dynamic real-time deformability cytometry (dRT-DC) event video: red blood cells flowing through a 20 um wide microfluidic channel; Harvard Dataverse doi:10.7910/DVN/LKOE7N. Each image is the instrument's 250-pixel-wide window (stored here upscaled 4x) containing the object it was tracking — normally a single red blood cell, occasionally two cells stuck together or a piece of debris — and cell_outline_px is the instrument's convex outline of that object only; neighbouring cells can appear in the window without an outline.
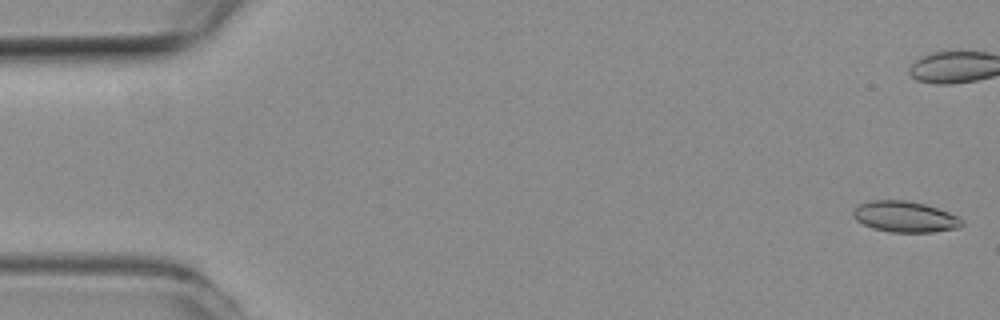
{"species": "common noctule bat (a hibernating species)", "species_latin": "Nyctalus noctula", "temperature_condition": "room temperature", "stored_images_in_passage": 54, "camera_frame_rate_fps": 3000, "um_per_image_px": 0.085, "animal": {"sex": "female", "body_mass_g": 19.3, "forearm_length_mm": 54.1}, "frame": {"image": 1, "passage_image": 1, "time_ms": 0.0, "image_size_px": [1000, 320], "cell_outline_px": [[964, 224], [960, 228], [932, 232], [892, 232], [872, 228], [856, 220], [852, 212], [852, 208], [860, 204], [872, 200], [904, 200], [924, 204], [948, 212], [956, 216]], "centroid_in_image_um": [76.89, 18.42], "position_along_channel_um": 8.1, "area_um2": 19.48}}
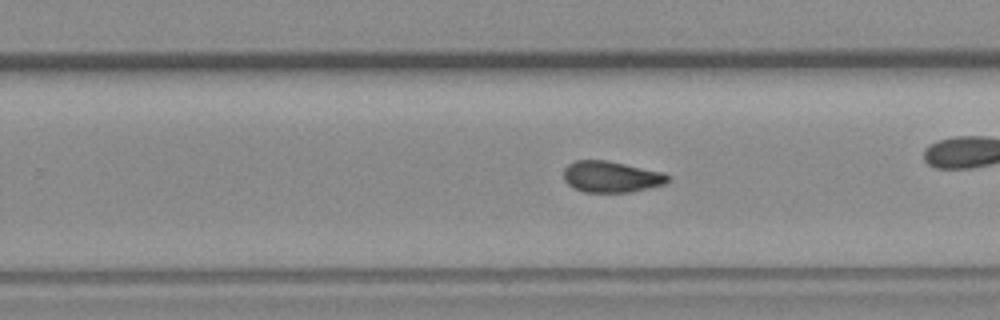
{"frame": {"image": 2, "passage_image": 33, "time_ms": 10.667, "image_size_px": [1000, 320], "cell_outline_px": [[668, 180], [664, 184], [632, 192], [584, 192], [568, 184], [564, 180], [564, 168], [568, 164], [576, 160], [604, 160], [664, 172], [668, 176]], "centroid_in_image_um": [51.93, 15.02], "position_along_channel_um": 277.9, "area_um2": 18.79}}
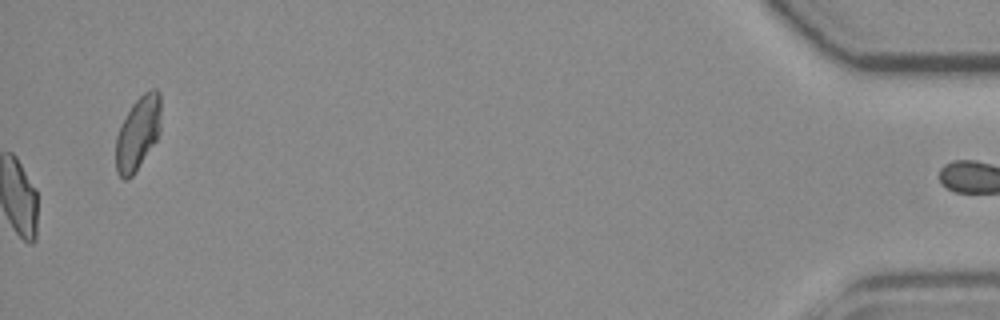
{"frame": {"image": 3, "passage_image": 54, "time_ms": 17.667, "image_size_px": [1000, 320], "cell_outline_px": [[160, 132], [156, 140], [132, 176], [128, 180], [124, 180], [116, 172], [116, 136], [132, 104], [144, 92], [152, 88], [156, 88], [160, 92]], "centroid_in_image_um": [11.73, 11.31], "position_along_channel_um": 423.5, "area_um2": 19.13}}